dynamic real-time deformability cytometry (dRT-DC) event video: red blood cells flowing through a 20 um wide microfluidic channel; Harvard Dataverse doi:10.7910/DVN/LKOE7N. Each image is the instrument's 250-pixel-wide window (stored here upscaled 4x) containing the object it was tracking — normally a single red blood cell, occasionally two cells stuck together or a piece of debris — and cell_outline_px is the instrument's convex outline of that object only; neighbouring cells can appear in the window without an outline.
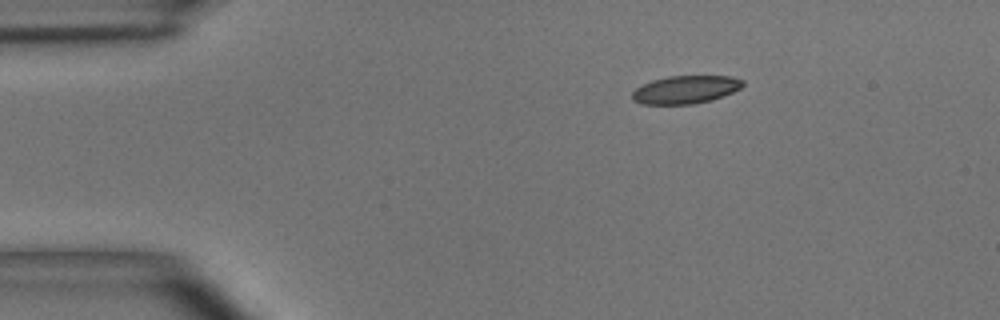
{"species": "common noctule bat (a hibernating species)", "species_latin": "Nyctalus noctula", "temperature_condition": "room temperature", "stored_images_in_passage": 42, "camera_frame_rate_fps": 3000, "um_per_image_px": 0.085, "animal": {"sex": "male", "body_mass_g": 15.6}, "frame": {"image": 1, "passage_image": 1, "time_ms": 0.0, "image_size_px": [1000, 320], "cell_outline_px": [[744, 84], [740, 88], [732, 92], [712, 100], [692, 104], [640, 104], [632, 100], [632, 92], [636, 88], [652, 80], [668, 76], [732, 76], [744, 80]], "centroid_in_image_um": [58.27, 7.61], "position_along_channel_um": 26.7, "area_um2": 18.03}}
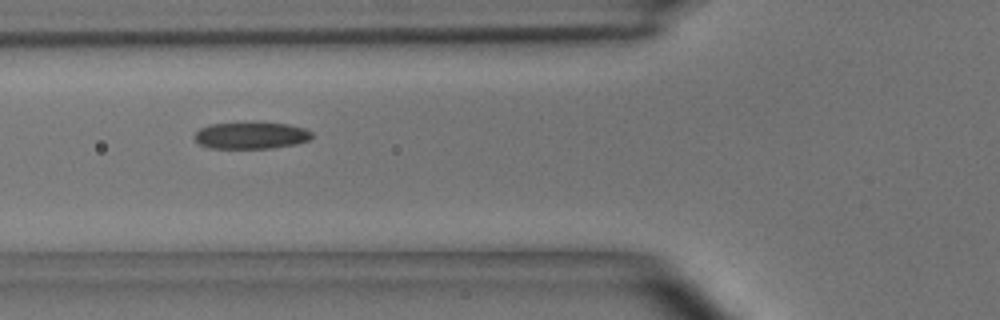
{"frame": {"image": 2, "passage_image": 11, "time_ms": 3.333, "image_size_px": [1000, 320], "cell_outline_px": [[312, 136], [308, 140], [296, 144], [272, 148], [208, 148], [200, 144], [192, 136], [200, 128], [208, 124], [288, 124], [304, 128], [312, 132]], "centroid_in_image_um": [21.31, 11.54], "position_along_channel_um": 104.5, "area_um2": 17.92}}
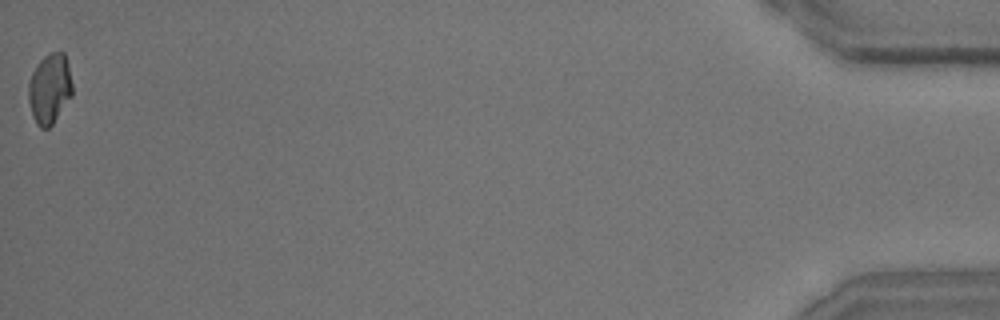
{"frame": {"image": 3, "passage_image": 42, "time_ms": 13.667, "image_size_px": [1000, 320], "cell_outline_px": [[72, 96], [52, 124], [48, 128], [40, 128], [36, 124], [32, 116], [28, 100], [28, 84], [32, 72], [40, 60], [44, 56], [52, 52], [64, 52], [68, 64], [72, 84]], "centroid_in_image_um": [4.21, 7.54], "position_along_channel_um": 431.0, "area_um2": 17.98}, "authors_computed_cell_mechanics": {"area_um2": 18.6116, "velocity_mm_per_s": 4.0741, "shape_relaxation_time_tau1_ms": 5.745, "shape_relaxation_time_tau2_ms": 3.5298, "deformation_change_tau1": 0.1455, "deformation_change_tau2": 0.0987}}